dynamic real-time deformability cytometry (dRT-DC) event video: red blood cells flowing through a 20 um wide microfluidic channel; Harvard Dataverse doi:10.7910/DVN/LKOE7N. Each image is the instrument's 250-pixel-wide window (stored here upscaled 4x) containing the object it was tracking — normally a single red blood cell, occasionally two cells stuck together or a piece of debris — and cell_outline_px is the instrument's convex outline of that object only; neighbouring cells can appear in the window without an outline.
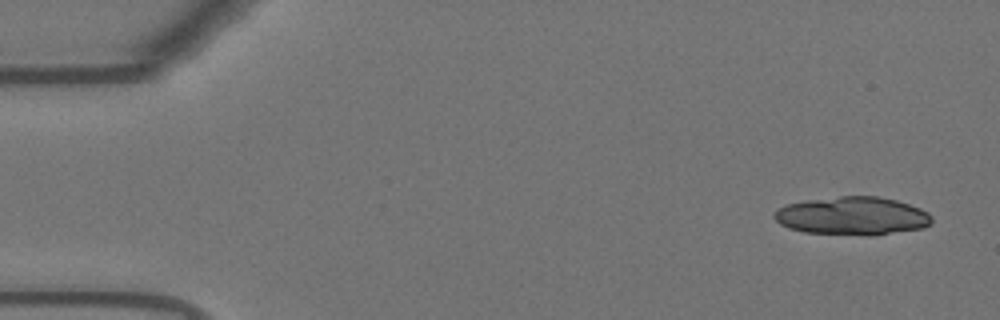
{"species": "Egyptian fruit bat (a non-hibernating species)", "species_latin": "Rousettus aegyptiacus", "temperature_condition": "warm", "stored_images_in_passage": 20, "camera_frame_rate_fps": 3000, "um_per_image_px": 0.085, "animal": {"sex": "female"}, "frame": {"image": 1, "passage_image": 1, "time_ms": 0.0, "image_size_px": [1000, 320], "cell_outline_px": [[932, 224], [924, 228], [872, 236], [868, 236], [804, 232], [788, 228], [780, 224], [772, 216], [772, 212], [776, 208], [788, 204], [808, 200], [840, 196], [876, 196], [896, 200], [920, 208], [928, 212], [932, 216]], "centroid_in_image_um": [72.45, 18.36], "position_along_channel_um": 12.5, "area_um2": 35.43}}